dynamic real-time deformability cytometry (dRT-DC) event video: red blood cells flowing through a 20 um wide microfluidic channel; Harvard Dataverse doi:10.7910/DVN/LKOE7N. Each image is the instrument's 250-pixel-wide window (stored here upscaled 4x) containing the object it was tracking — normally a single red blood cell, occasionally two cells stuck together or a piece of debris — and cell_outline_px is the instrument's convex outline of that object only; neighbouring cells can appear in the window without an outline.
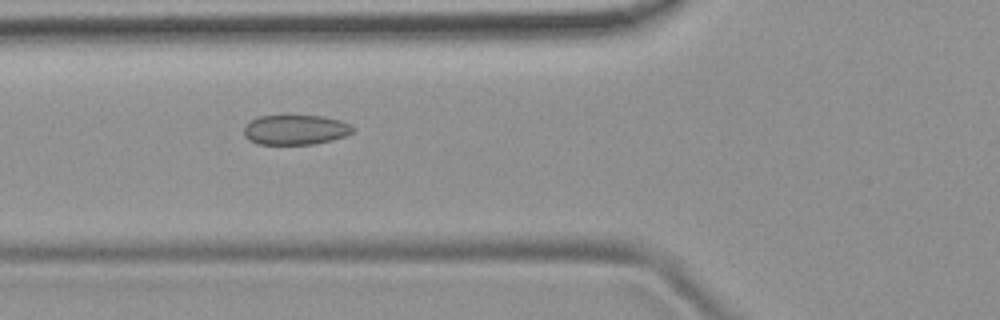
{"species": "common noctule bat (a hibernating species)", "species_latin": "Nyctalus noctula", "temperature_condition": "room temperature", "stored_images_in_passage": 3, "camera_frame_rate_fps": 3000, "um_per_image_px": 0.085, "animal": {"sex": "female", "body_mass_g": 19.9}, "frame": {"image": 1, "passage_image": 3, "time_ms": 0.667, "image_size_px": [1000, 320], "cell_outline_px": [[352, 132], [344, 136], [332, 140], [312, 144], [256, 144], [248, 140], [244, 136], [244, 128], [252, 120], [260, 116], [324, 116], [340, 120], [352, 124]], "centroid_in_image_um": [25.11, 11.04], "position_along_channel_um": 100.7, "area_um2": 18.84}}